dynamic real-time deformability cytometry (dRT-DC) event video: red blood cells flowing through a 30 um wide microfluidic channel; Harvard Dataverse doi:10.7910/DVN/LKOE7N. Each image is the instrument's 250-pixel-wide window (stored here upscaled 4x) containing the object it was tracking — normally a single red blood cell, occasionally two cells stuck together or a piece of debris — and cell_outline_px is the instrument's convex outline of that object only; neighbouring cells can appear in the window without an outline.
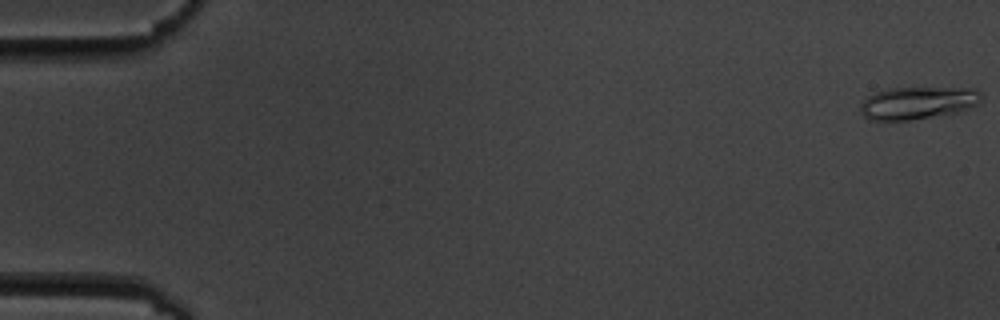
{"species": "common noctule bat (a hibernating species)", "species_latin": "Nyctalus noctula", "temperature_condition": "cold", "stored_images_in_passage": 6, "camera_frame_rate_fps": 3000, "um_per_image_px": 0.085, "animal": {"sex": "male", "body_mass_g": 19.5, "forearm_length_mm": 54.6}, "frame": {"image": 1, "passage_image": 1, "time_ms": 0.0, "image_size_px": [1000, 320], "cell_outline_px": [[984, 96], [980, 104], [956, 112], [908, 120], [868, 120], [860, 112], [860, 104], [868, 96], [876, 92], [888, 88], [976, 88]], "centroid_in_image_um": [78.03, 8.73], "position_along_channel_um": 7.0, "area_um2": 22.95}}